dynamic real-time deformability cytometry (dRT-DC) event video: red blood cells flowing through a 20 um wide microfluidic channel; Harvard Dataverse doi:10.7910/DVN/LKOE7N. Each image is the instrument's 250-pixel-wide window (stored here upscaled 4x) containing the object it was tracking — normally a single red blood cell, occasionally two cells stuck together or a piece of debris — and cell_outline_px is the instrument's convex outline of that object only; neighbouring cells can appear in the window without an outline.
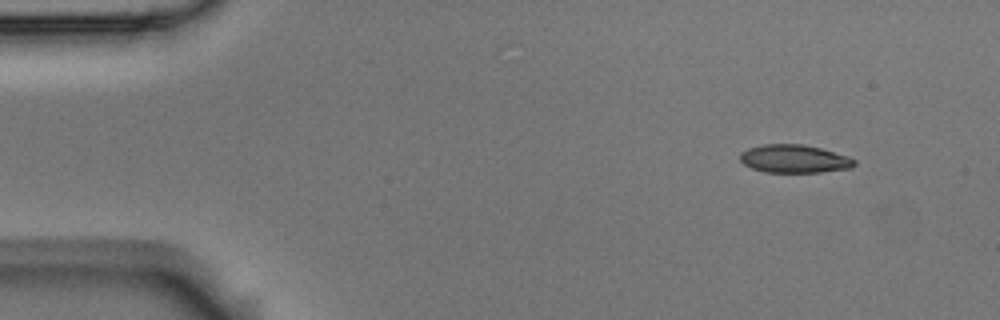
{"species": "Egyptian fruit bat (a non-hibernating species)", "species_latin": "Rousettus aegyptiacus", "temperature_condition": "room temperature", "stored_images_in_passage": 5, "camera_frame_rate_fps": 3000, "um_per_image_px": 0.085, "animal": {"sex": "male"}, "frame": {"image": 1, "passage_image": 1, "time_ms": 0.0, "image_size_px": [1000, 320], "cell_outline_px": [[856, 164], [852, 168], [820, 172], [764, 172], [752, 168], [744, 164], [740, 160], [740, 152], [748, 148], [764, 144], [800, 144], [820, 148], [848, 156], [856, 160]], "centroid_in_image_um": [67.51, 13.5], "position_along_channel_um": 17.5, "area_um2": 18.73}}
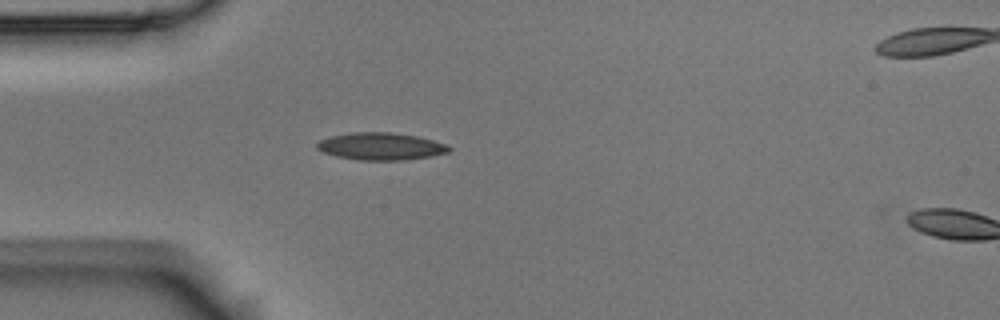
{"frame": {"image": 2, "passage_image": 4, "time_ms": 1.0, "image_size_px": [1000, 320], "cell_outline_px": [[452, 148], [448, 152], [428, 156], [404, 160], [356, 160], [336, 156], [324, 152], [316, 148], [316, 144], [320, 140], [332, 136], [352, 132], [392, 132], [416, 136], [448, 144]], "centroid_in_image_um": [32.36, 12.43], "position_along_channel_um": 52.6, "area_um2": 20.92}}